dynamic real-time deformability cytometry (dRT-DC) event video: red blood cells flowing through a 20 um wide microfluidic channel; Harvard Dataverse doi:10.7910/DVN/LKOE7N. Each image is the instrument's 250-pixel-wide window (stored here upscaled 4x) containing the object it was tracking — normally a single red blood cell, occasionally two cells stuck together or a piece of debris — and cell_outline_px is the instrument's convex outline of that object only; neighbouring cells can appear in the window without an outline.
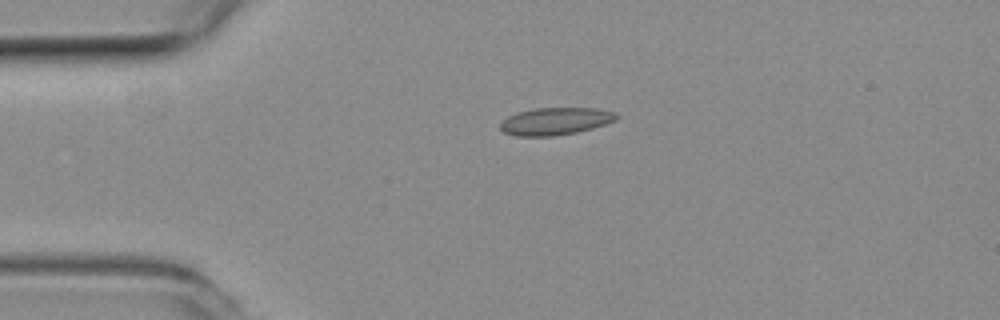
{"species": "common noctule bat (a hibernating species)", "species_latin": "Nyctalus noctula", "temperature_condition": "room temperature", "stored_images_in_passage": 4, "camera_frame_rate_fps": 3000, "um_per_image_px": 0.085, "animal": {"sex": "female", "body_mass_g": 19.3, "forearm_length_mm": 54.1}, "frame": {"image": 1, "passage_image": 1, "time_ms": 0.0, "image_size_px": [1000, 320], "cell_outline_px": [[620, 116], [616, 120], [592, 128], [576, 132], [552, 136], [516, 136], [504, 132], [500, 128], [500, 124], [508, 116], [516, 112], [536, 108], [596, 108], [616, 112]], "centroid_in_image_um": [47.22, 10.29], "position_along_channel_um": 37.8, "area_um2": 18.5}}